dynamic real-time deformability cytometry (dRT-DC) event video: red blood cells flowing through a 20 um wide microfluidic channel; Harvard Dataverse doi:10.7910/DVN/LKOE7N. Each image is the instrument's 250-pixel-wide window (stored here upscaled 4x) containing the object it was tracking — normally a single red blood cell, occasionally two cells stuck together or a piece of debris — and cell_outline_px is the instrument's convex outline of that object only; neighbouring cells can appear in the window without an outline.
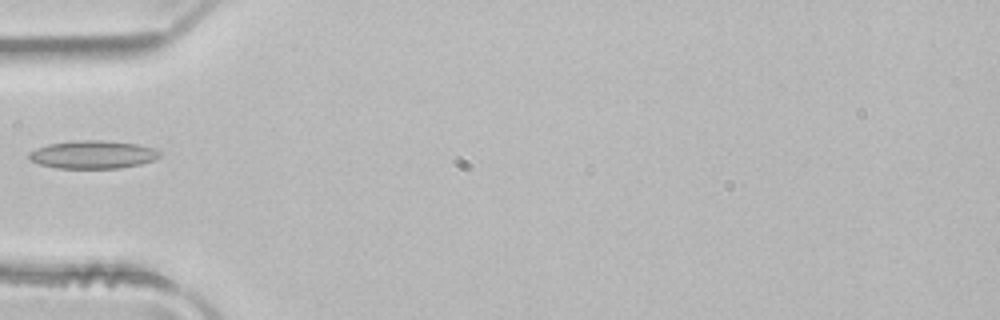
{"species": "common noctule bat (a hibernating species)", "species_latin": "Nyctalus noctula", "temperature_condition": "room temperature", "stored_images_in_passage": 5, "camera_frame_rate_fps": 3000, "um_per_image_px": 0.085, "animal": {"sex": "male", "body_mass_g": 21.5, "forearm_length_mm": 52.0}, "frame": {"image": 1, "passage_image": 5, "time_ms": 1.333, "image_size_px": [1000, 320], "cell_outline_px": [[160, 156], [156, 160], [140, 164], [120, 168], [56, 168], [40, 164], [32, 160], [28, 156], [28, 152], [36, 148], [48, 144], [72, 140], [104, 140], [136, 144], [152, 148], [160, 152]], "centroid_in_image_um": [7.88, 13.13], "position_along_channel_um": 77.1, "area_um2": 21.39}}